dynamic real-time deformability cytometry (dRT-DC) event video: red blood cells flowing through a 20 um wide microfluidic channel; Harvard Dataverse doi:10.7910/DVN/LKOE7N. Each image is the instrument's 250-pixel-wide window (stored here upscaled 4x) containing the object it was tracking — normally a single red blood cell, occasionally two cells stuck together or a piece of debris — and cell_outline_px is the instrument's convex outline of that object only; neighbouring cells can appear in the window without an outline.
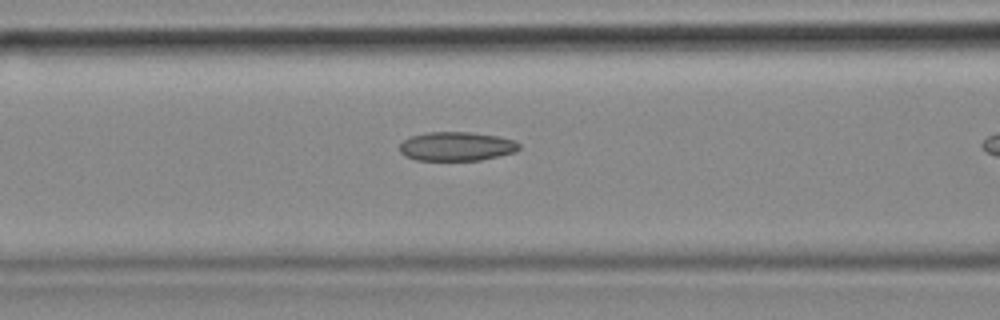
{"species": "common noctule bat (a hibernating species)", "species_latin": "Nyctalus noctula", "temperature_condition": "cold", "stored_images_in_passage": 11, "camera_frame_rate_fps": 3000, "um_per_image_px": 0.085, "animal": {"sex": "female", "body_mass_g": 18.4}, "frame": {"image": 1, "passage_image": 10, "time_ms": 3.0, "image_size_px": [1000, 320], "cell_outline_px": [[520, 148], [516, 152], [480, 160], [416, 160], [404, 156], [400, 152], [400, 144], [404, 140], [412, 136], [428, 132], [468, 132], [496, 136], [516, 140], [520, 144]], "centroid_in_image_um": [38.82, 12.44], "position_along_channel_um": 127.8, "area_um2": 20.17}}